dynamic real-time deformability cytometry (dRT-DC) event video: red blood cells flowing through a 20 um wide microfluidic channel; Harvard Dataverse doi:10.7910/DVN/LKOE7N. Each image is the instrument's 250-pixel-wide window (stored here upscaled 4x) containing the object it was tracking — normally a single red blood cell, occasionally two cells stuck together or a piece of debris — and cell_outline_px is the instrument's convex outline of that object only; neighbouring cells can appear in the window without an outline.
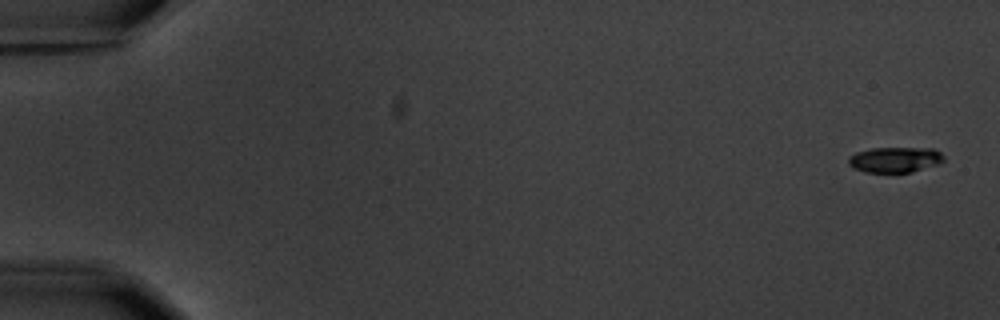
{"species": "common noctule bat (a hibernating species)", "species_latin": "Nyctalus noctula", "temperature_condition": "warm", "stored_images_in_passage": 7, "camera_frame_rate_fps": 3000, "um_per_image_px": 0.085, "animal": {"sex": "male", "body_mass_g": 20.1, "forearm_length_mm": 53.5}, "frame": {"image": 1, "passage_image": 1, "time_ms": 0.0, "image_size_px": [1000, 320], "cell_outline_px": [[944, 160], [940, 164], [912, 172], [864, 172], [848, 164], [848, 156], [856, 152], [872, 148], [936, 148], [944, 156]], "centroid_in_image_um": [76.11, 13.56], "position_along_channel_um": 8.9, "area_um2": 14.28}}
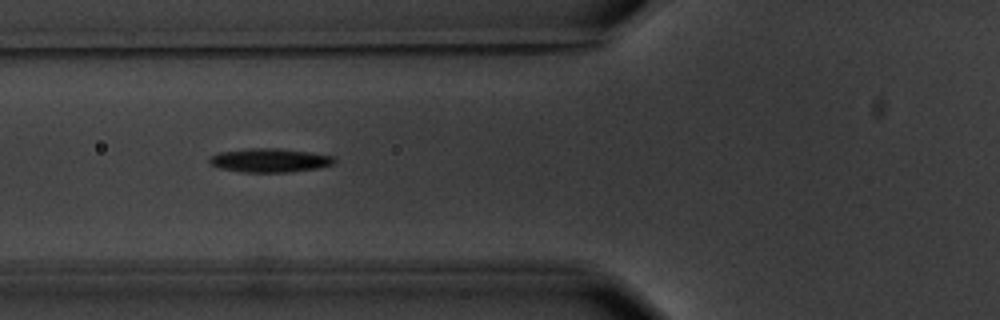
{"frame": {"image": 2, "passage_image": 6, "time_ms": 7.0, "image_size_px": [1000, 320], "cell_outline_px": [[336, 160], [332, 164], [320, 168], [288, 172], [240, 172], [220, 168], [208, 164], [208, 160], [212, 156], [220, 152], [248, 148], [276, 148], [308, 152], [332, 156]], "centroid_in_image_um": [22.89, 13.63], "position_along_channel_um": 102.9, "area_um2": 17.28}}